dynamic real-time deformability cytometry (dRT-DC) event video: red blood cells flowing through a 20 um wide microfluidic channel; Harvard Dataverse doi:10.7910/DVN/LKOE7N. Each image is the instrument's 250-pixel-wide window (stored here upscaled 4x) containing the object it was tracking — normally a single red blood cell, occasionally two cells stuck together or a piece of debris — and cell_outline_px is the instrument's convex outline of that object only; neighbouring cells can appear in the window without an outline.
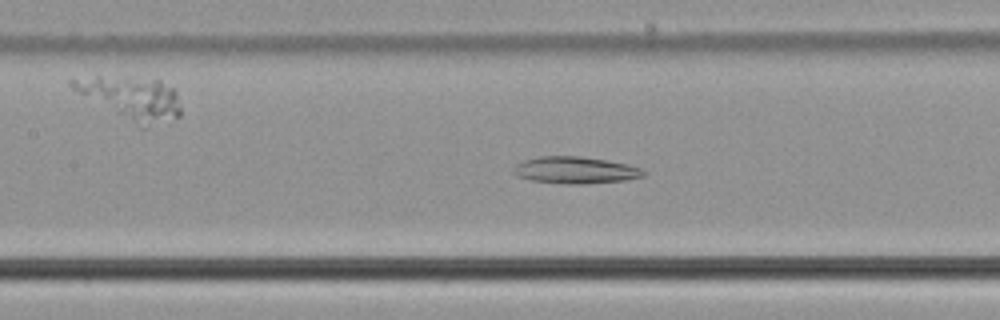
{"species": "common noctule bat (a hibernating species)", "species_latin": "Nyctalus noctula", "temperature_condition": "cold", "stored_images_in_passage": 43, "camera_frame_rate_fps": 3000, "um_per_image_px": 0.085, "animal": {"sex": "male", "body_mass_g": 21.5, "forearm_length_mm": 52.0}, "frame": {"image": 1, "passage_image": 14, "time_ms": 4.333, "image_size_px": [1000, 320], "cell_outline_px": [[648, 172], [644, 176], [628, 180], [584, 184], [568, 184], [532, 180], [516, 176], [512, 172], [512, 168], [516, 164], [524, 160], [540, 156], [580, 156], [628, 164], [640, 168]], "centroid_in_image_um": [48.91, 14.46], "position_along_channel_um": 158.5, "area_um2": 20.46}}
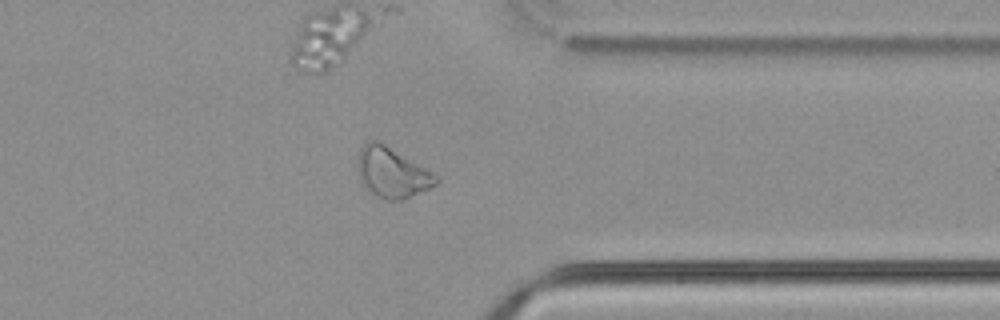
{"frame": {"image": 2, "passage_image": 32, "time_ms": 10.333, "image_size_px": [1000, 320], "cell_outline_px": [[440, 180], [436, 184], [404, 200], [388, 200], [376, 196], [360, 180], [360, 148], [368, 140], [380, 140], [440, 176]], "centroid_in_image_um": [33.39, 14.65], "position_along_channel_um": 378.0, "area_um2": 22.72}}
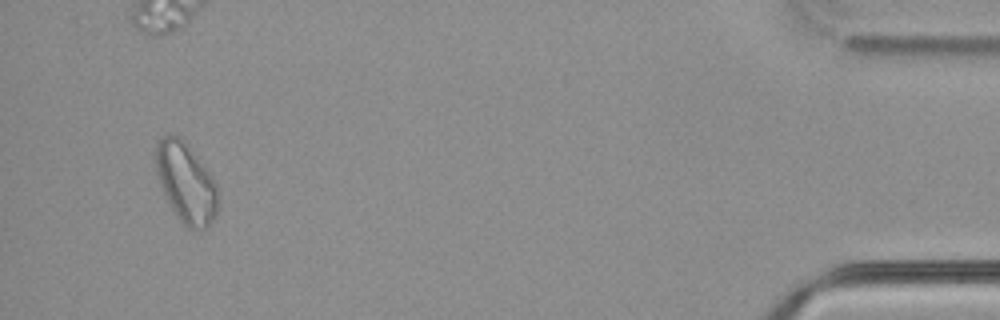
{"frame": {"image": 3, "passage_image": 41, "time_ms": 13.333, "image_size_px": [1000, 320], "cell_outline_px": [[216, 212], [208, 228], [188, 228], [180, 220], [164, 196], [156, 168], [156, 144], [164, 136], [180, 136], [188, 144], [212, 176], [216, 184]], "centroid_in_image_um": [15.8, 15.52], "position_along_channel_um": 419.4, "area_um2": 28.32}}